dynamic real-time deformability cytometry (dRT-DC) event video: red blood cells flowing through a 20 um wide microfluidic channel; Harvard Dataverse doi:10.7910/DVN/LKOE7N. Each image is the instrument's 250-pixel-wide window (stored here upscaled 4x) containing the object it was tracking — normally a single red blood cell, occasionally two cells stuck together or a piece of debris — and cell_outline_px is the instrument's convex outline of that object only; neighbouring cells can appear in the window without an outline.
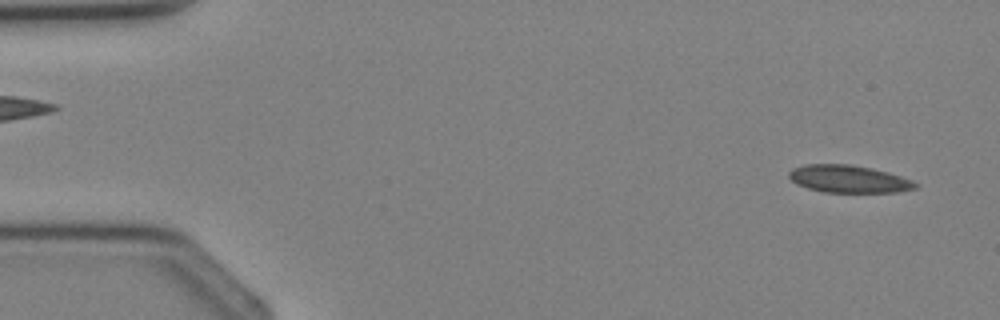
{"species": "Egyptian fruit bat (a non-hibernating species)", "species_latin": "Rousettus aegyptiacus", "temperature_condition": "cold", "stored_images_in_passage": 2, "camera_frame_rate_fps": 3000, "um_per_image_px": 0.085, "animal": {"sex": "female"}, "frame": {"image": 1, "passage_image": 1, "time_ms": 0.0, "image_size_px": [1000, 320], "cell_outline_px": [[916, 188], [896, 192], [824, 192], [808, 188], [796, 184], [788, 176], [788, 172], [792, 168], [804, 164], [848, 164], [872, 168], [888, 172], [912, 180], [916, 184]], "centroid_in_image_um": [72.09, 15.2], "position_along_channel_um": 12.9, "area_um2": 20.17}}
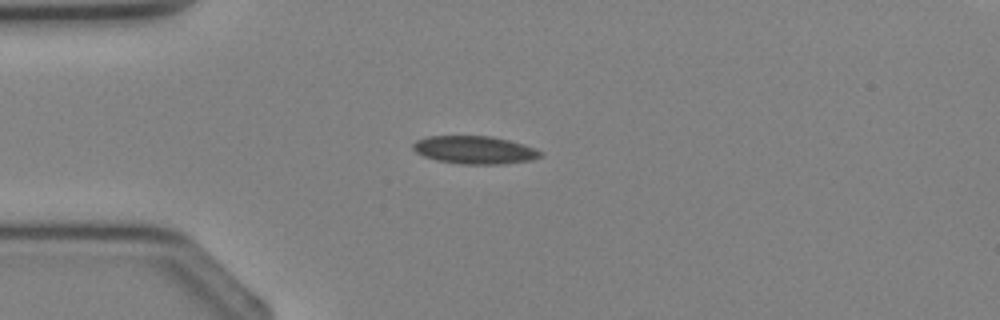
{"frame": {"image": 2, "passage_image": 2, "time_ms": 2.333, "image_size_px": [1000, 320], "cell_outline_px": [[544, 156], [532, 160], [504, 164], [460, 164], [436, 160], [424, 156], [416, 152], [412, 148], [412, 144], [416, 140], [428, 136], [492, 136], [524, 144], [544, 152]], "centroid_in_image_um": [40.37, 12.75], "position_along_channel_um": 44.6, "area_um2": 20.92}}